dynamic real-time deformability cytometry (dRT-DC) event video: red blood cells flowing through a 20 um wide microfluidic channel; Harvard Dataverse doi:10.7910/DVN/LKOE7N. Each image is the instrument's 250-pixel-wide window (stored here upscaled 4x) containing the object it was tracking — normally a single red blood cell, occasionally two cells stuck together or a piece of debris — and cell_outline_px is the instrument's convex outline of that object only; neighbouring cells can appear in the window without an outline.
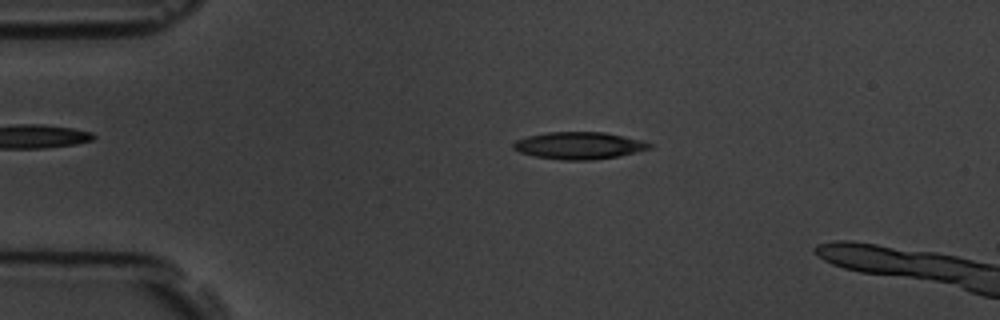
{"species": "common noctule bat (a hibernating species)", "species_latin": "Nyctalus noctula", "temperature_condition": "room temperature", "stored_images_in_passage": 5, "camera_frame_rate_fps": 3000, "um_per_image_px": 0.085, "animal": {"sex": "male", "body_mass_g": 19.5, "forearm_length_mm": 54.6}, "frame": {"image": 1, "passage_image": 3, "time_ms": 2.333, "image_size_px": [1000, 320], "cell_outline_px": [[652, 148], [620, 156], [592, 160], [560, 160], [536, 156], [520, 152], [512, 148], [512, 144], [516, 140], [528, 136], [548, 132], [604, 132], [624, 136], [640, 140], [652, 144]], "centroid_in_image_um": [49.22, 12.37], "position_along_channel_um": 35.8, "area_um2": 21.5}}